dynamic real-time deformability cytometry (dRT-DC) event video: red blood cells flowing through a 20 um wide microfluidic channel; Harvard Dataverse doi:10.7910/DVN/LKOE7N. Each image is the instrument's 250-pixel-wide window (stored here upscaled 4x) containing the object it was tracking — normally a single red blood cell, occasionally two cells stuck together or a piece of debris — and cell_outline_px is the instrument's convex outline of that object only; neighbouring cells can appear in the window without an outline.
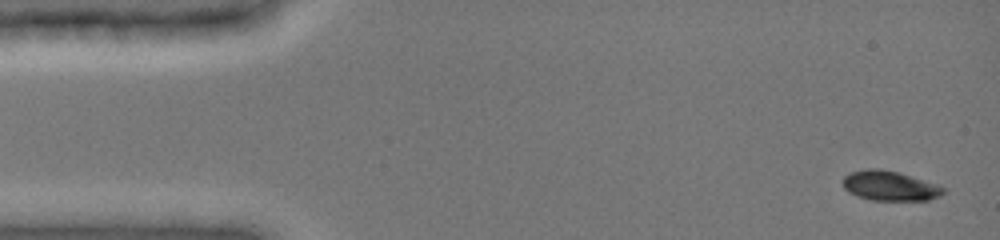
{"species": "common noctule bat (a hibernating species)", "species_latin": "Nyctalus noctula", "temperature_condition": "cold", "stored_images_in_passage": 9, "camera_frame_rate_fps": 3000, "um_per_image_px": 0.085, "animal": {"sex": "female", "body_mass_g": 19.0, "forearm_length_mm": 51.5}, "frame": {"image": 1, "passage_image": 1, "time_ms": 0.0, "image_size_px": [1000, 240], "cell_outline_px": [[944, 192], [940, 196], [928, 200], [872, 200], [856, 196], [848, 192], [844, 188], [844, 176], [852, 172], [868, 168], [880, 168], [896, 172], [936, 184], [944, 188]], "centroid_in_image_um": [75.61, 15.8], "position_along_channel_um": 9.4, "area_um2": 17.17}}
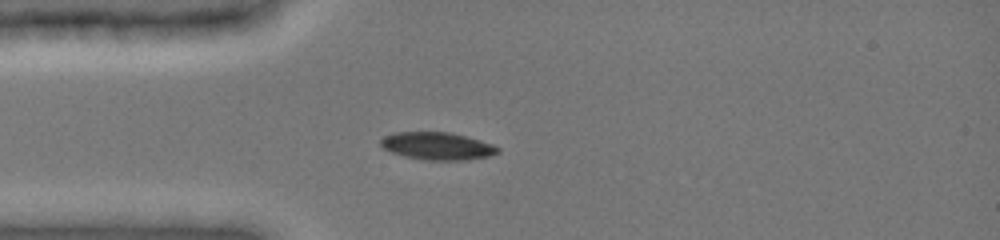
{"frame": {"image": 2, "passage_image": 5, "time_ms": 3.667, "image_size_px": [1000, 240], "cell_outline_px": [[500, 152], [488, 156], [468, 160], [428, 160], [404, 156], [392, 152], [384, 148], [380, 144], [380, 140], [384, 136], [396, 132], [448, 132], [464, 136], [492, 144], [500, 148]], "centroid_in_image_um": [37.17, 12.41], "position_along_channel_um": 47.8, "area_um2": 18.61}}
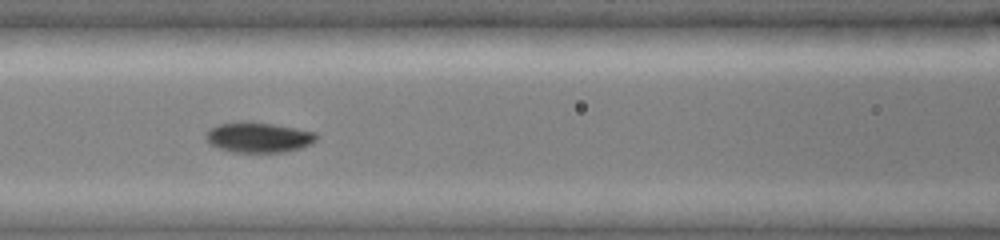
{"frame": {"image": 3, "passage_image": 8, "time_ms": 6.333, "image_size_px": [1000, 240], "cell_outline_px": [[316, 140], [300, 148], [284, 152], [236, 152], [220, 148], [212, 144], [204, 136], [204, 132], [216, 124], [244, 120], [272, 124], [296, 128], [316, 132]], "centroid_in_image_um": [21.93, 11.65], "position_along_channel_um": 144.7, "area_um2": 19.48}}